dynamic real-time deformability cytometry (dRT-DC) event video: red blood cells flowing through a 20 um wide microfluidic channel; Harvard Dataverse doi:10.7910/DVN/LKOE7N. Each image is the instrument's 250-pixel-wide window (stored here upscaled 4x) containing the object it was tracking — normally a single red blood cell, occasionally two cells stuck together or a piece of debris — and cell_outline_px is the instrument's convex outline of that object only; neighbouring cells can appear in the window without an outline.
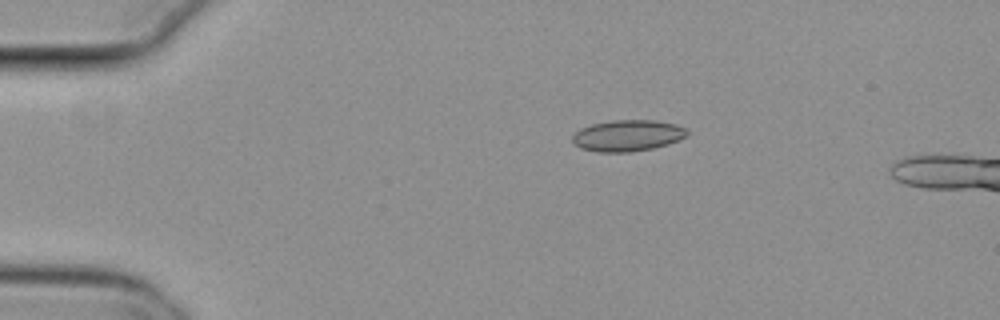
{"species": "common noctule bat (a hibernating species)", "species_latin": "Nyctalus noctula", "temperature_condition": "cold", "stored_images_in_passage": 6, "camera_frame_rate_fps": 3000, "um_per_image_px": 0.085, "animal": {"sex": "female", "body_mass_g": 29.2, "forearm_length_mm": 56.3}, "frame": {"image": 1, "passage_image": 1, "time_ms": 0.0, "image_size_px": [1000, 320], "cell_outline_px": [[688, 136], [668, 144], [652, 148], [628, 152], [596, 152], [580, 148], [572, 144], [572, 136], [580, 128], [592, 124], [612, 120], [656, 120], [676, 124], [684, 128], [688, 132]], "centroid_in_image_um": [53.32, 11.52], "position_along_channel_um": 31.7, "area_um2": 21.04}}